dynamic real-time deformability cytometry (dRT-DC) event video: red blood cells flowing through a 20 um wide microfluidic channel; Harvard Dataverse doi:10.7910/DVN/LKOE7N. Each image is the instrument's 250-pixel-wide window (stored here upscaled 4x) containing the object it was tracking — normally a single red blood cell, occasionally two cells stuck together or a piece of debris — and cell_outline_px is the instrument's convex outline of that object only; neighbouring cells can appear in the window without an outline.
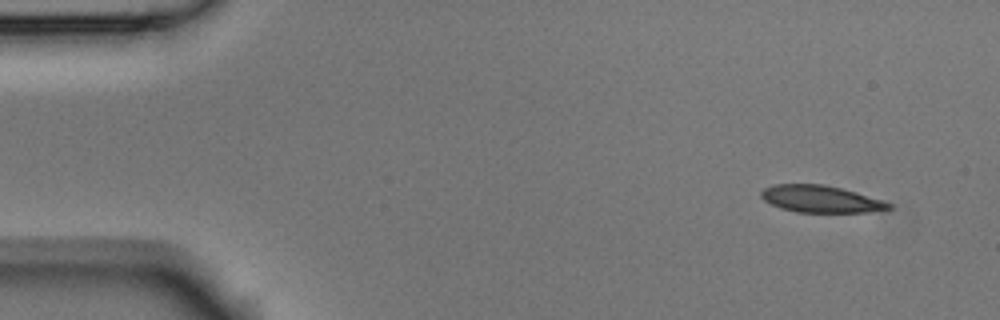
{"species": "Egyptian fruit bat (a non-hibernating species)", "species_latin": "Rousettus aegyptiacus", "temperature_condition": "room temperature", "stored_images_in_passage": 4, "camera_frame_rate_fps": 3000, "um_per_image_px": 0.085, "animal": {"sex": "male"}, "frame": {"image": 1, "passage_image": 1, "time_ms": 0.0, "image_size_px": [1000, 320], "cell_outline_px": [[892, 208], [864, 212], [796, 212], [780, 208], [764, 200], [760, 196], [760, 192], [764, 188], [772, 184], [824, 184], [856, 192], [884, 200], [892, 204]], "centroid_in_image_um": [69.74, 16.91], "position_along_channel_um": 15.3, "area_um2": 20.06}}